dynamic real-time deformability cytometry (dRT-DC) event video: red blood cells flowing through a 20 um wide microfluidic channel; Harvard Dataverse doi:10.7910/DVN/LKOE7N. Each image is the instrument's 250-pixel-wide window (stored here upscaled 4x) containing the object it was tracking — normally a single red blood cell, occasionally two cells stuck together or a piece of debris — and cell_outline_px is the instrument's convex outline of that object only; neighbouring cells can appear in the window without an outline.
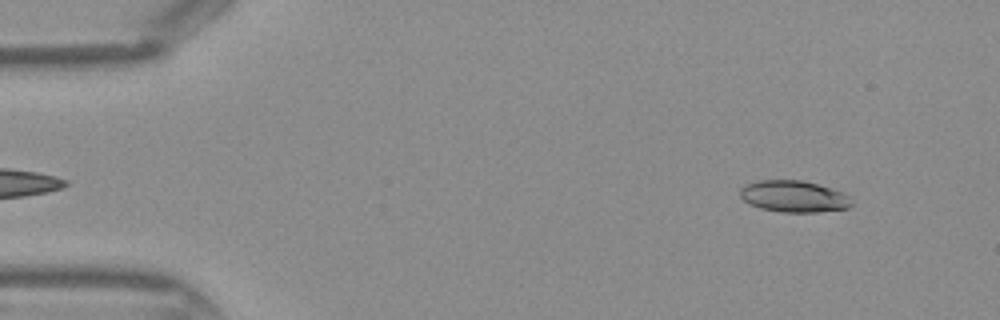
{"species": "Egyptian fruit bat (a non-hibernating species)", "species_latin": "Rousettus aegyptiacus", "temperature_condition": "warm", "stored_images_in_passage": 43, "camera_frame_rate_fps": 3000, "um_per_image_px": 0.085, "frame": {"image": 1, "passage_image": 4, "time_ms": 1.0, "image_size_px": [1000, 320], "cell_outline_px": [[852, 204], [848, 208], [820, 212], [780, 212], [760, 208], [744, 200], [740, 196], [740, 188], [744, 184], [756, 180], [804, 180], [832, 188], [844, 192], [852, 196]], "centroid_in_image_um": [67.51, 16.68], "position_along_channel_um": 17.5, "area_um2": 20.87}}
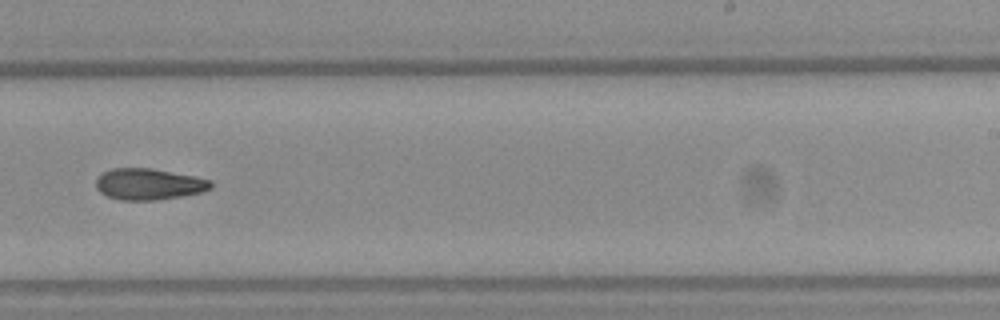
{"frame": {"image": 2, "passage_image": 27, "time_ms": 8.667, "image_size_px": [1000, 320], "cell_outline_px": [[212, 188], [204, 192], [156, 200], [120, 200], [108, 196], [100, 192], [96, 188], [96, 176], [112, 168], [152, 168], [212, 180]], "centroid_in_image_um": [12.64, 15.65], "position_along_channel_um": 276.4, "area_um2": 20.98}}
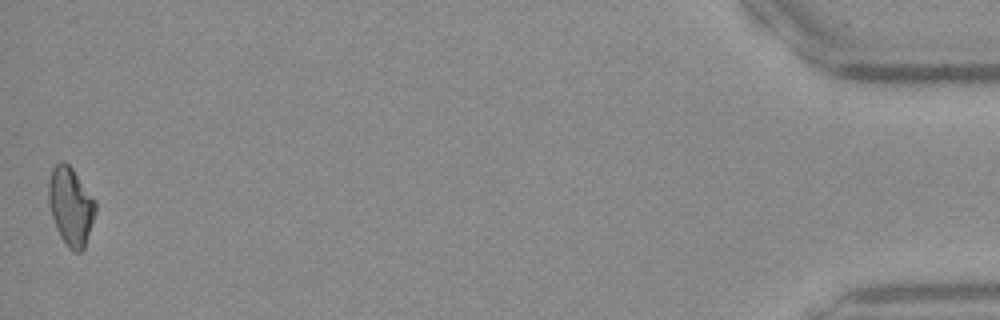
{"frame": {"image": 3, "passage_image": 43, "time_ms": 14.0, "image_size_px": [1000, 320], "cell_outline_px": [[96, 212], [84, 248], [80, 252], [76, 252], [68, 248], [60, 236], [56, 228], [52, 216], [48, 200], [48, 180], [52, 168], [60, 160], [64, 160], [72, 168], [96, 200]], "centroid_in_image_um": [6.01, 17.51], "position_along_channel_um": 429.2, "area_um2": 21.5}}